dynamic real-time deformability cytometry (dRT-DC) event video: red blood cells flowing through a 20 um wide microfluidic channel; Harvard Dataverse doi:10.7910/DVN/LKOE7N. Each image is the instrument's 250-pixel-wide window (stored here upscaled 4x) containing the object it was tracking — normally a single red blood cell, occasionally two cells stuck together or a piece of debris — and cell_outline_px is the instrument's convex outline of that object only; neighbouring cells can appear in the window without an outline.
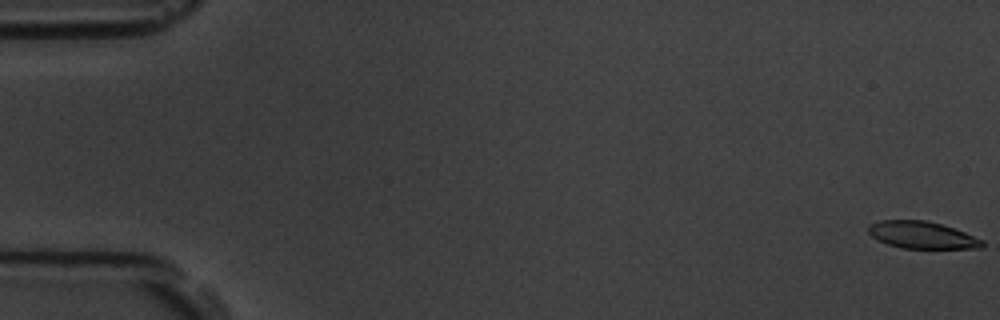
{"species": "common noctule bat (a hibernating species)", "species_latin": "Nyctalus noctula", "temperature_condition": "room temperature", "stored_images_in_passage": 3, "camera_frame_rate_fps": 3000, "um_per_image_px": 0.085, "animal": {"sex": "male", "body_mass_g": 19.5, "forearm_length_mm": 54.6}, "frame": {"image": 1, "passage_image": 1, "time_ms": 0.0, "image_size_px": [1000, 320], "cell_outline_px": [[984, 248], [904, 248], [888, 244], [872, 236], [868, 232], [868, 224], [880, 220], [924, 220], [940, 224], [964, 232], [984, 240]], "centroid_in_image_um": [78.37, 19.97], "position_along_channel_um": 6.6, "area_um2": 17.8}}